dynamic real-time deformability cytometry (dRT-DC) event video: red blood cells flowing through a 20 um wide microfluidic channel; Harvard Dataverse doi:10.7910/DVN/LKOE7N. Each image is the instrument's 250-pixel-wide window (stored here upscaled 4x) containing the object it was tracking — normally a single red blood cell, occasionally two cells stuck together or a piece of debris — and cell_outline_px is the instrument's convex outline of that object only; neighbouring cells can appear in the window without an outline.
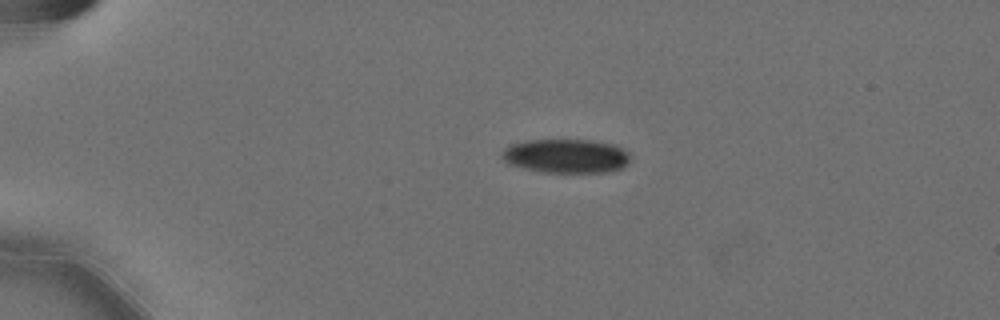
{"species": "Egyptian fruit bat (a non-hibernating species)", "species_latin": "Rousettus aegyptiacus", "temperature_condition": "cold", "stored_images_in_passage": 45, "camera_frame_rate_fps": 3000, "um_per_image_px": 0.085, "animal": {"sex": "female"}, "frame": {"image": 1, "passage_image": 1, "time_ms": 0.0, "image_size_px": [1000, 320], "cell_outline_px": [[628, 164], [624, 168], [604, 172], [544, 172], [524, 168], [508, 164], [500, 156], [500, 152], [504, 148], [512, 144], [524, 140], [592, 140], [612, 144], [628, 152]], "centroid_in_image_um": [48.07, 13.26], "position_along_channel_um": 36.9, "area_um2": 25.43}}
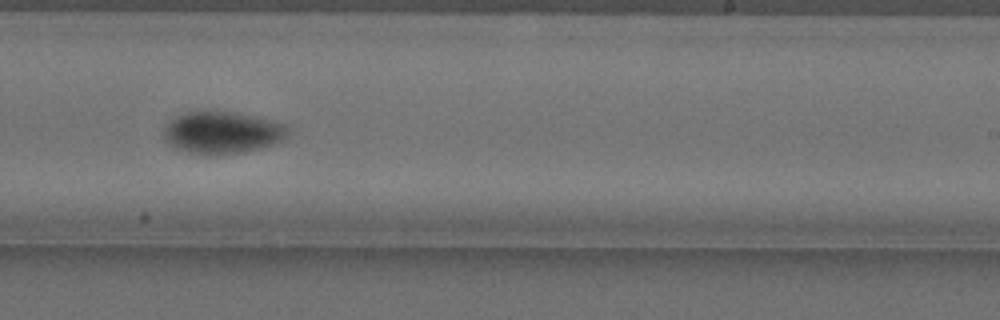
{"frame": {"image": 2, "passage_image": 25, "time_ms": 8.0, "image_size_px": [1000, 320], "cell_outline_px": [[288, 132], [280, 140], [272, 144], [240, 152], [212, 156], [208, 156], [188, 152], [176, 148], [168, 144], [164, 140], [164, 132], [168, 124], [176, 116], [184, 112], [212, 108], [252, 116], [288, 124]], "centroid_in_image_um": [18.83, 11.24], "position_along_channel_um": 270.2, "area_um2": 30.69}}
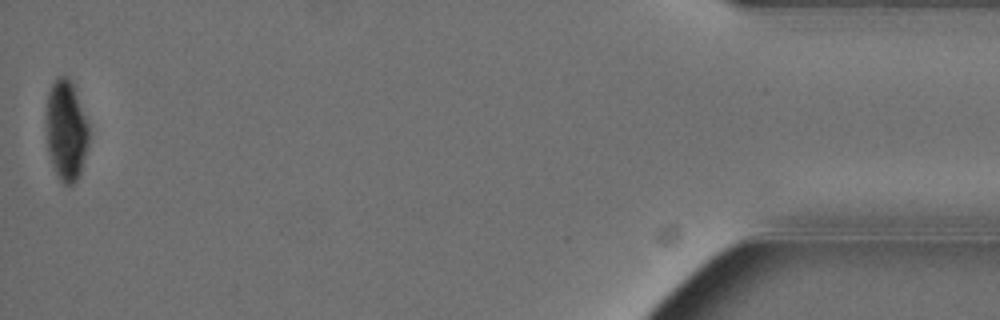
{"frame": {"image": 3, "passage_image": 45, "time_ms": 14.667, "image_size_px": [1000, 320], "cell_outline_px": [[88, 148], [80, 172], [76, 180], [72, 184], [64, 184], [60, 180], [52, 164], [48, 152], [48, 92], [52, 84], [60, 76], [64, 76], [72, 80], [88, 124]], "centroid_in_image_um": [5.65, 11.09], "position_along_channel_um": 429.5, "area_um2": 24.33}, "authors_computed_cell_mechanics": {"area_um2": 28.5532, "velocity_mm_per_s": 3.5765, "shape_relaxation_time_tau1_ms": 3.5123, "shape_relaxation_time_tau2_ms": 8.8441, "deformation_change_tau1": 0.1293, "deformation_change_tau2": 0.0754}}